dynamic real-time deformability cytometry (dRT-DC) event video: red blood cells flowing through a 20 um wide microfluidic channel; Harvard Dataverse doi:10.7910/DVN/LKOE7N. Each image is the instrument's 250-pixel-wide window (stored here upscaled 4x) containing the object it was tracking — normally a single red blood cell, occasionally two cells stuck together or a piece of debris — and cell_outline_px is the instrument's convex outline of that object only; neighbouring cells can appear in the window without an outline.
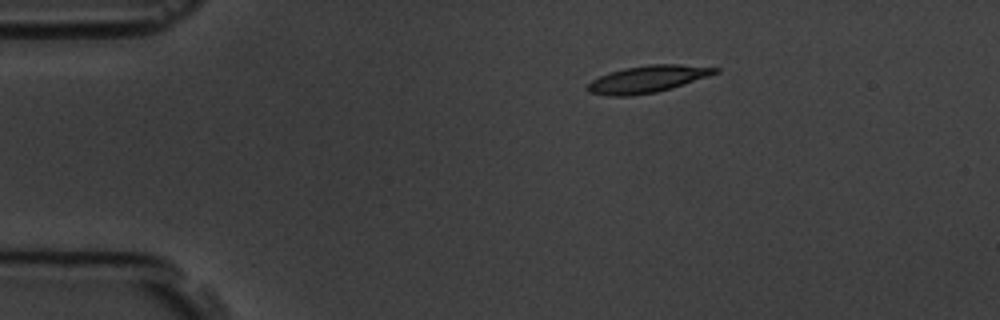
{"species": "common noctule bat (a hibernating species)", "species_latin": "Nyctalus noctula", "temperature_condition": "room temperature", "stored_images_in_passage": 3, "camera_frame_rate_fps": 3000, "um_per_image_px": 0.085, "animal": {"sex": "male", "body_mass_g": 19.5, "forearm_length_mm": 54.6}, "frame": {"image": 1, "passage_image": 1, "time_ms": 0.0, "image_size_px": [1000, 320], "cell_outline_px": [[720, 72], [672, 88], [656, 92], [628, 96], [608, 96], [588, 92], [584, 88], [592, 80], [608, 72], [624, 68], [648, 64], [680, 64], [720, 68]], "centroid_in_image_um": [55.01, 6.72], "position_along_channel_um": 30.0, "area_um2": 20.17}}